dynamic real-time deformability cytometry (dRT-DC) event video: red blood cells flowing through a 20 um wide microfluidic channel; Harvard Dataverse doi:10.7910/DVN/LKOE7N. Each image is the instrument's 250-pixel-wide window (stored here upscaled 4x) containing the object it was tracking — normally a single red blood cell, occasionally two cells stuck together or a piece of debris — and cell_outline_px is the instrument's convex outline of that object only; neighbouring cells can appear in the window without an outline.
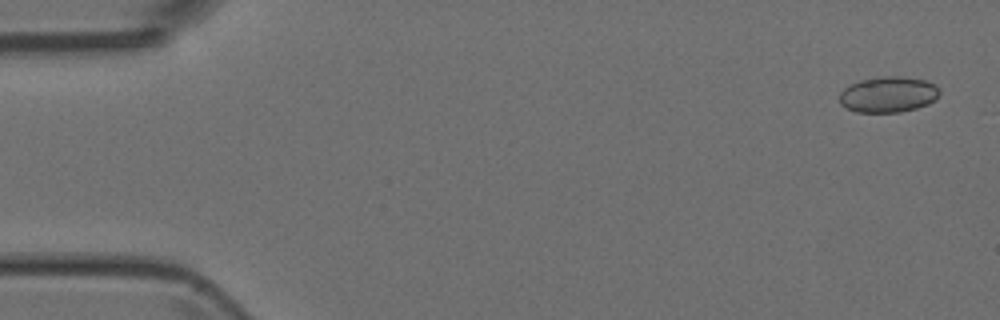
{"species": "Egyptian fruit bat (a non-hibernating species)", "species_latin": "Rousettus aegyptiacus", "temperature_condition": "room temperature", "stored_images_in_passage": 4, "camera_frame_rate_fps": 3000, "um_per_image_px": 0.085, "animal": {"sex": "female"}, "frame": {"image": 1, "passage_image": 1, "time_ms": 0.0, "image_size_px": [1000, 320], "cell_outline_px": [[940, 92], [936, 100], [928, 104], [916, 108], [900, 112], [856, 112], [840, 104], [840, 92], [844, 88], [860, 80], [884, 76], [904, 76], [924, 80], [936, 84]], "centroid_in_image_um": [75.53, 8.03], "position_along_channel_um": 9.5, "area_um2": 20.92}}